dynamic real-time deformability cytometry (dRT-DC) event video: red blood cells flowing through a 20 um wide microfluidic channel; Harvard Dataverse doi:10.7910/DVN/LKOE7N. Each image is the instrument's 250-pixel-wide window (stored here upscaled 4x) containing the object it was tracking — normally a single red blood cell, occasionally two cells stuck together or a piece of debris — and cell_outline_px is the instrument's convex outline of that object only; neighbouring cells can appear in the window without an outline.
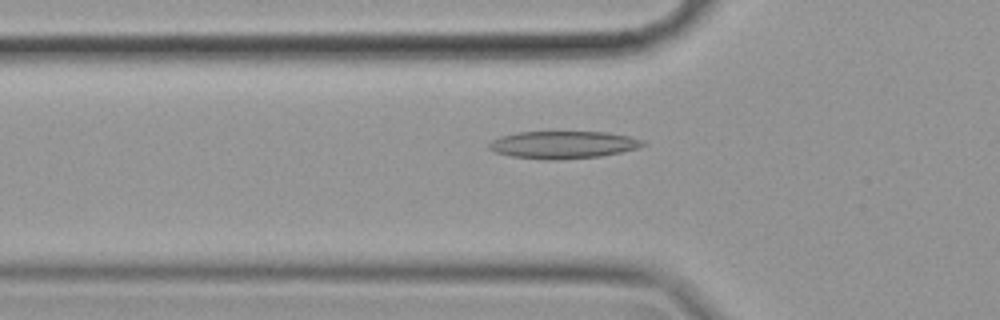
{"species": "common noctule bat (a hibernating species)", "species_latin": "Nyctalus noctula", "temperature_condition": "cold", "stored_images_in_passage": 45, "camera_frame_rate_fps": 3000, "um_per_image_px": 0.085, "animal": {"sex": "female", "body_mass_g": 19.9}, "frame": {"image": 1, "passage_image": 7, "time_ms": 2.0, "image_size_px": [1000, 320], "cell_outline_px": [[648, 144], [636, 148], [620, 152], [600, 156], [556, 160], [544, 160], [512, 156], [496, 152], [488, 148], [488, 144], [492, 140], [500, 136], [516, 132], [604, 132], [628, 136], [644, 140]], "centroid_in_image_um": [47.85, 12.3], "position_along_channel_um": 78.0, "area_um2": 24.57}}
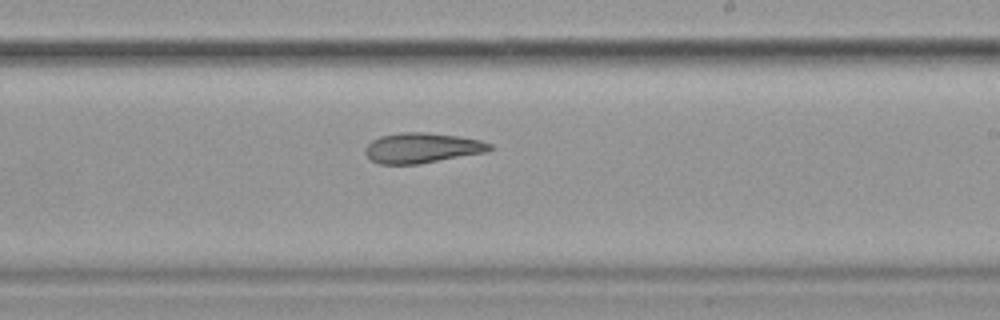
{"frame": {"image": 2, "passage_image": 22, "time_ms": 7.0, "image_size_px": [1000, 320], "cell_outline_px": [[496, 148], [488, 152], [420, 164], [380, 164], [372, 160], [364, 152], [364, 148], [372, 140], [380, 136], [400, 132], [424, 132], [456, 136], [480, 140], [492, 144]], "centroid_in_image_um": [35.91, 12.58], "position_along_channel_um": 253.1, "area_um2": 22.08}}
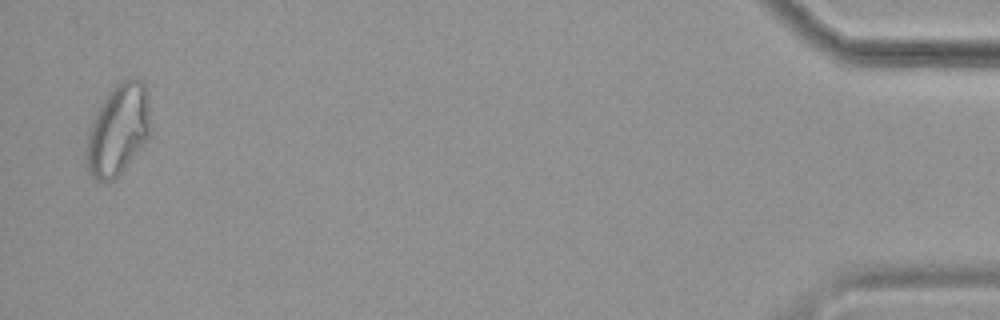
{"frame": {"image": 3, "passage_image": 44, "time_ms": 14.333, "image_size_px": [1000, 320], "cell_outline_px": [[152, 132], [124, 168], [112, 180], [96, 180], [88, 172], [88, 132], [92, 120], [96, 112], [112, 88], [120, 80], [132, 76], [144, 80], [148, 100], [152, 124]], "centroid_in_image_um": [10.09, 10.95], "position_along_channel_um": 425.1, "area_um2": 33.64}, "authors_computed_cell_mechanics": {"area_um2": 23.8136, "velocity_mm_per_s": 3.5068, "shape_relaxation_time_tau1_ms": 10.8454, "shape_relaxation_time_tau2_ms": 7.4069, "deformation_change_tau1": 0.2019, "deformation_change_tau2": 0.1616}}